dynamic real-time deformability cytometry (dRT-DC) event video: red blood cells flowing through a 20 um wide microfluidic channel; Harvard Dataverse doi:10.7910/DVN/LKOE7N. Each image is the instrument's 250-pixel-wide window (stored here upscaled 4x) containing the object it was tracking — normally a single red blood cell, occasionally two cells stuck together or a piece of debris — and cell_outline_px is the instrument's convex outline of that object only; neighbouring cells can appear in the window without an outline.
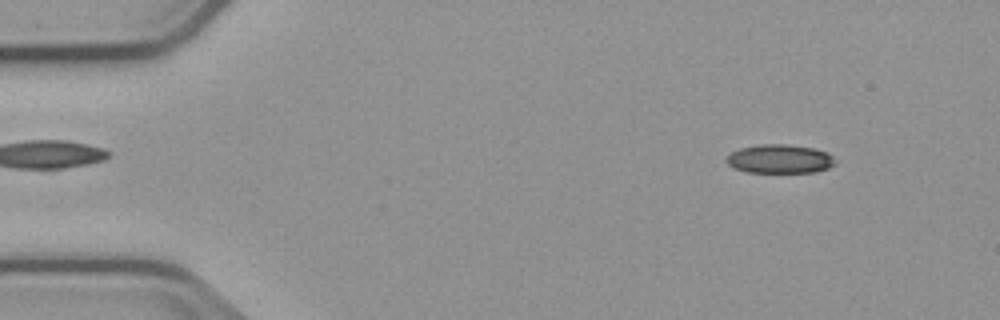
{"species": "common noctule bat (a hibernating species)", "species_latin": "Nyctalus noctula", "temperature_condition": "cold", "stored_images_in_passage": 4, "camera_frame_rate_fps": 3000, "um_per_image_px": 0.085, "animal": {"sex": "male", "body_mass_g": 23.1, "forearm_length_mm": 52.7}, "frame": {"image": 1, "passage_image": 1, "time_ms": 0.0, "image_size_px": [1000, 320], "cell_outline_px": [[836, 164], [828, 168], [816, 172], [748, 172], [736, 168], [728, 164], [724, 160], [732, 152], [740, 148], [760, 144], [788, 144], [816, 148], [828, 152], [836, 160]], "centroid_in_image_um": [66.33, 13.5], "position_along_channel_um": 18.7, "area_um2": 18.38}}
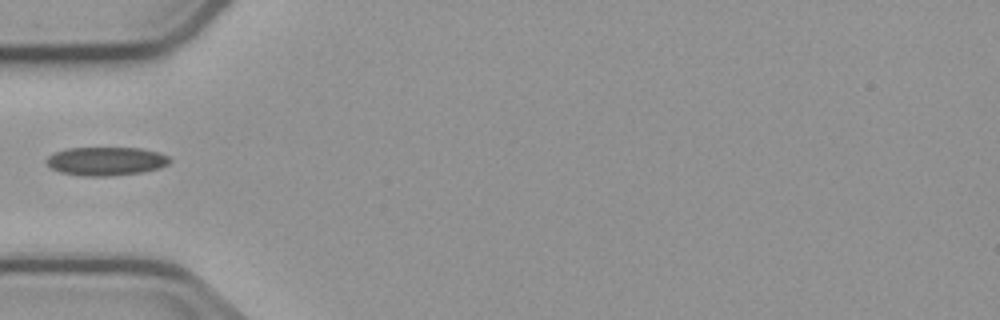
{"frame": {"image": 2, "passage_image": 4, "time_ms": 4.0, "image_size_px": [1000, 320], "cell_outline_px": [[172, 160], [168, 164], [160, 168], [140, 172], [108, 176], [84, 176], [60, 172], [52, 168], [44, 160], [48, 156], [56, 152], [68, 148], [140, 148], [160, 152], [168, 156]], "centroid_in_image_um": [9.03, 13.69], "position_along_channel_um": 76.0, "area_um2": 20.46}}